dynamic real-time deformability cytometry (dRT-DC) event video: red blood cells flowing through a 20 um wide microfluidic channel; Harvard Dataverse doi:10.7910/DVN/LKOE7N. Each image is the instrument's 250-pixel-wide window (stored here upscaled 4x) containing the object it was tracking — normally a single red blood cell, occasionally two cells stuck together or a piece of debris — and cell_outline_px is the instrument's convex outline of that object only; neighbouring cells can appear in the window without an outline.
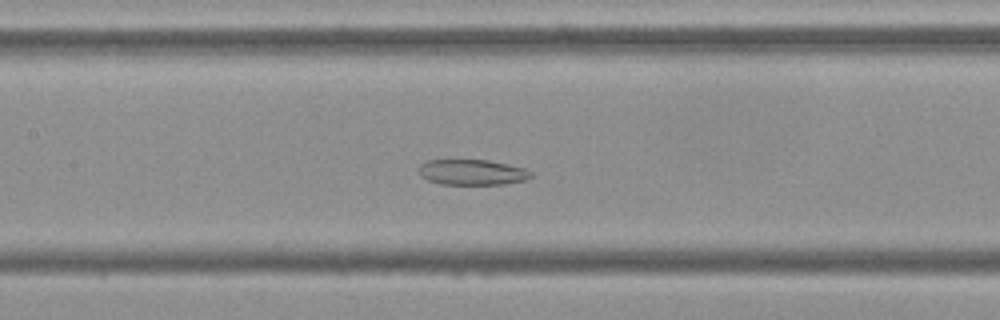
{"species": "Egyptian fruit bat (a non-hibernating species)", "species_latin": "Rousettus aegyptiacus", "temperature_condition": "cold", "stored_images_in_passage": 55, "segment_of_instrument_passage": [2, 2], "camera_frame_rate_fps": 3000, "um_per_image_px": 0.085, "frame": {"image": 1, "passage_image": 26, "time_ms": 8.333, "image_size_px": [1000, 320], "cell_outline_px": [[532, 176], [524, 180], [504, 184], [440, 184], [428, 180], [420, 176], [420, 164], [428, 160], [488, 160], [508, 164], [524, 168], [532, 172]], "centroid_in_image_um": [40.13, 14.64], "position_along_channel_um": 167.3, "area_um2": 16.59}}
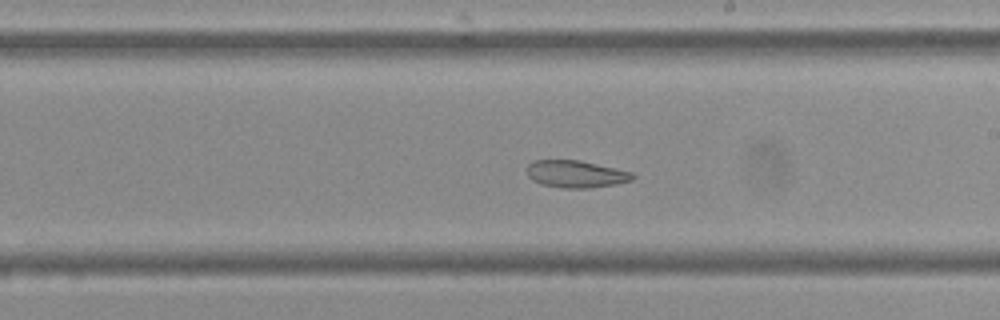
{"frame": {"image": 2, "passage_image": 32, "time_ms": 10.333, "image_size_px": [1000, 320], "cell_outline_px": [[636, 176], [632, 180], [616, 184], [588, 188], [564, 188], [540, 184], [532, 180], [528, 176], [528, 164], [532, 160], [580, 160], [632, 172]], "centroid_in_image_um": [48.95, 14.79], "position_along_channel_um": 240.1, "area_um2": 16.76}}
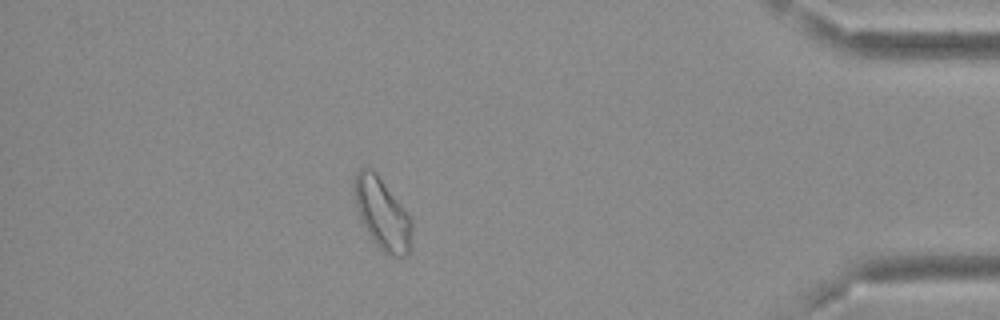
{"frame": {"image": 3, "passage_image": 49, "time_ms": 16.0, "image_size_px": [1000, 320], "cell_outline_px": [[412, 232], [408, 256], [400, 260], [384, 252], [380, 248], [368, 232], [360, 216], [356, 204], [356, 172], [360, 168], [368, 164], [376, 172], [412, 220]], "centroid_in_image_um": [32.53, 18.2], "position_along_channel_um": 402.7, "area_um2": 23.41}}